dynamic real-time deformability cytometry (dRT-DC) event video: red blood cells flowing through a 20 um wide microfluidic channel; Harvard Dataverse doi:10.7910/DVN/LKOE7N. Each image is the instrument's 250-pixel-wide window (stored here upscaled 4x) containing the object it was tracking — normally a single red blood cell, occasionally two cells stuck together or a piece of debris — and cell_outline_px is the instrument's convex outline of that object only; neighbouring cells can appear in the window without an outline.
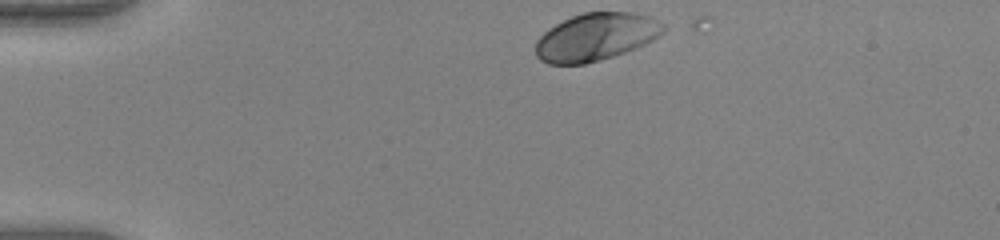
{"species": "human", "species_latin": "Homo sapiens", "temperature_condition": "warm", "stored_images_in_passage": 35, "camera_frame_rate_fps": 3000, "um_per_image_px": 0.085, "donor": {"sex": "female"}, "frame": {"image": 1, "passage_image": 1, "time_ms": 0.0, "image_size_px": [1000, 240], "cell_outline_px": [[668, 24], [664, 32], [652, 40], [644, 44], [624, 52], [600, 60], [584, 64], [548, 64], [540, 60], [536, 56], [536, 40], [548, 28], [572, 16], [584, 12], [628, 12], [648, 16]], "centroid_in_image_um": [50.65, 3.13], "position_along_channel_um": 34.3, "area_um2": 35.37}}
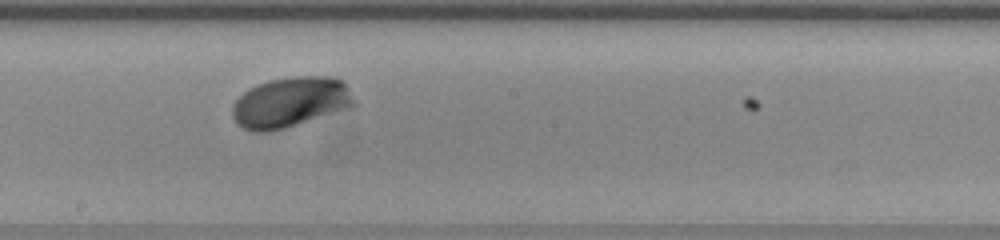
{"frame": {"image": 2, "passage_image": 20, "time_ms": 6.333, "image_size_px": [1000, 240], "cell_outline_px": [[356, 104], [348, 108], [284, 128], [268, 132], [252, 132], [244, 128], [232, 116], [232, 104], [248, 88], [268, 80], [292, 76], [332, 76], [344, 80]], "centroid_in_image_um": [24.68, 8.67], "position_along_channel_um": 223.5, "area_um2": 35.6}}
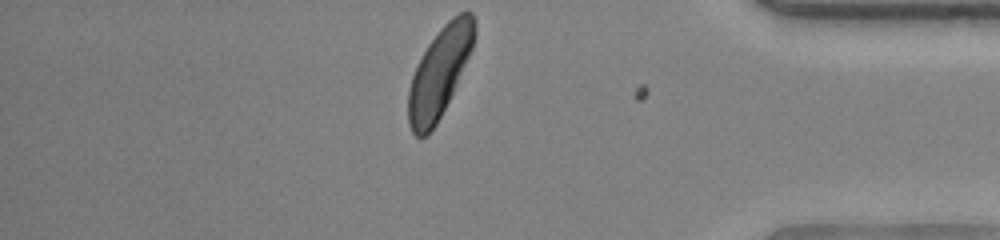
{"frame": {"image": 3, "passage_image": 35, "time_ms": 11.333, "image_size_px": [1000, 240], "cell_outline_px": [[476, 36], [472, 48], [452, 92], [436, 124], [428, 136], [416, 136], [412, 132], [408, 124], [408, 92], [412, 76], [428, 44], [440, 28], [452, 16], [460, 12], [472, 12], [476, 20]], "centroid_in_image_um": [37.36, 6.12], "position_along_channel_um": 397.8, "area_um2": 33.99}, "authors_computed_cell_mechanics": {"area_um2": 34.2754, "velocity_mm_per_s": 3.9713, "shape_relaxation_time_tau1_ms": 1.4181, "shape_relaxation_time_tau2_ms": null, "deformation_change_tau1": 0.1351, "deformation_change_tau2": null}}